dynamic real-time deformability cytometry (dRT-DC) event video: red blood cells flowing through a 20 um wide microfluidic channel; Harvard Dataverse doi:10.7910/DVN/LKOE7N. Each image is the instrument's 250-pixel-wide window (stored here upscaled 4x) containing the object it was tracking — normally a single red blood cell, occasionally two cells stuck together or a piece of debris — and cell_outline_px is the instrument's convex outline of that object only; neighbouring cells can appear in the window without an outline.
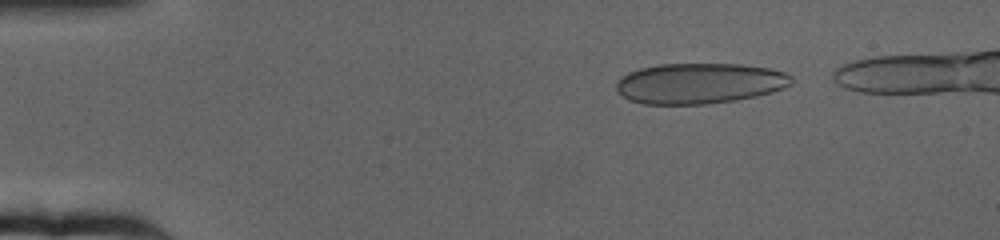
{"species": "human", "species_latin": "Homo sapiens", "temperature_condition": "cold", "stored_images_in_passage": 54, "camera_frame_rate_fps": 3000, "um_per_image_px": 0.085, "donor": {"sex": "female"}, "frame": {"image": 1, "passage_image": 4, "time_ms": 1.0, "image_size_px": [1000, 240], "cell_outline_px": [[792, 84], [784, 88], [772, 92], [756, 96], [736, 100], [704, 104], [644, 104], [628, 100], [616, 92], [616, 80], [628, 72], [640, 68], [660, 64], [740, 64], [768, 68], [784, 72], [792, 76]], "centroid_in_image_um": [59.43, 7.09], "position_along_channel_um": 25.6, "area_um2": 41.67}}
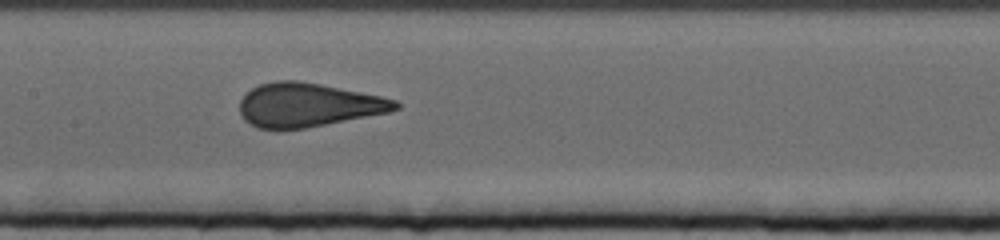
{"frame": {"image": 2, "passage_image": 26, "time_ms": 8.333, "image_size_px": [1000, 240], "cell_outline_px": [[400, 108], [388, 112], [304, 128], [256, 128], [244, 120], [240, 112], [240, 100], [252, 88], [260, 84], [276, 80], [300, 80], [380, 96], [396, 100], [400, 104]], "centroid_in_image_um": [26.16, 8.91], "position_along_channel_um": 181.2, "area_um2": 39.25}}
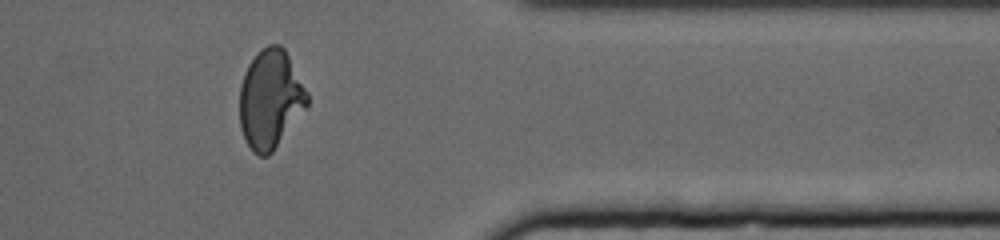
{"frame": {"image": 3, "passage_image": 47, "time_ms": 15.333, "image_size_px": [1000, 240], "cell_outline_px": [[308, 104], [272, 152], [268, 156], [260, 156], [252, 152], [240, 128], [240, 84], [244, 72], [248, 64], [268, 44], [280, 44], [284, 48], [308, 92]], "centroid_in_image_um": [22.97, 8.43], "position_along_channel_um": 388.4, "area_um2": 38.49}, "authors_computed_cell_mechanics": {"area_um2": 40.3733, "velocity_mm_per_s": 3.1653, "shape_relaxation_time_tau1_ms": 9.5753, "shape_relaxation_time_tau2_ms": null, "deformation_change_tau1": 0.2272, "deformation_change_tau2": null}}